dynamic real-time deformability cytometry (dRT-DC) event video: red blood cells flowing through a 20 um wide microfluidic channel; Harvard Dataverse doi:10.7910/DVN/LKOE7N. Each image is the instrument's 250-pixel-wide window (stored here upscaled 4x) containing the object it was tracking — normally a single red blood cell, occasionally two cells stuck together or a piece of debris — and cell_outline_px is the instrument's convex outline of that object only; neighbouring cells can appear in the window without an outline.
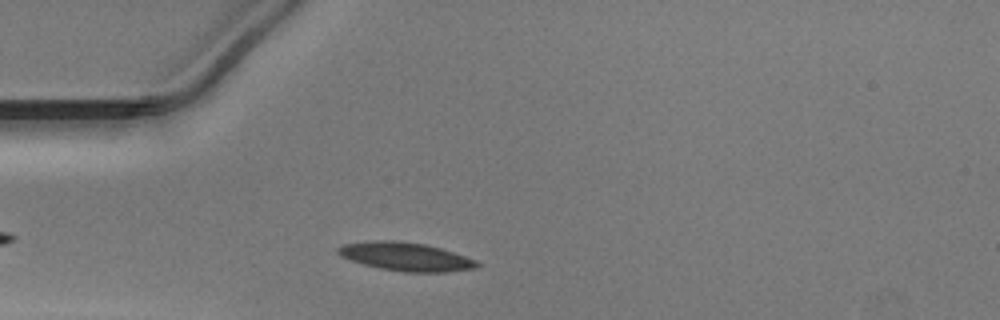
{"species": "Egyptian fruit bat (a non-hibernating species)", "species_latin": "Rousettus aegyptiacus", "temperature_condition": "warm", "stored_images_in_passage": 31, "camera_frame_rate_fps": 3000, "um_per_image_px": 0.085, "animal": {"sex": "male"}, "frame": {"image": 1, "passage_image": 4, "time_ms": 1.0, "image_size_px": [1000, 320], "cell_outline_px": [[480, 264], [476, 268], [444, 272], [404, 272], [380, 268], [364, 264], [340, 256], [336, 252], [336, 248], [344, 244], [376, 240], [396, 240], [424, 244], [440, 248], [476, 260]], "centroid_in_image_um": [34.46, 21.81], "position_along_channel_um": 50.5, "area_um2": 22.83}}
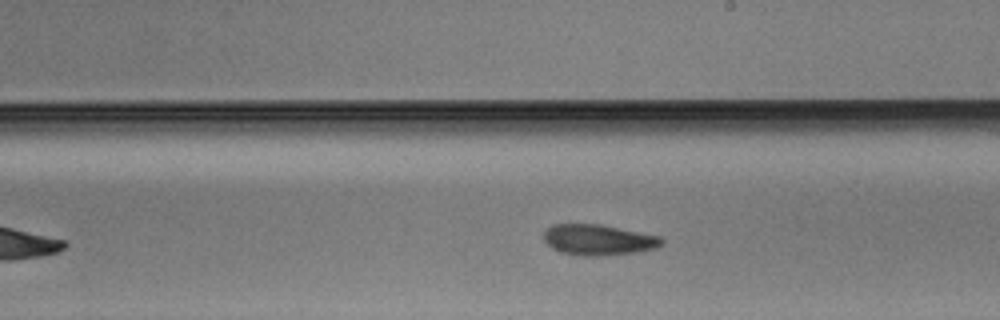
{"frame": {"image": 2, "passage_image": 19, "time_ms": 6.0, "image_size_px": [1000, 320], "cell_outline_px": [[664, 244], [656, 248], [636, 252], [600, 256], [580, 256], [560, 252], [552, 248], [544, 240], [544, 232], [552, 224], [600, 224], [660, 236], [664, 240]], "centroid_in_image_um": [50.87, 20.39], "position_along_channel_um": 238.1, "area_um2": 21.21}}
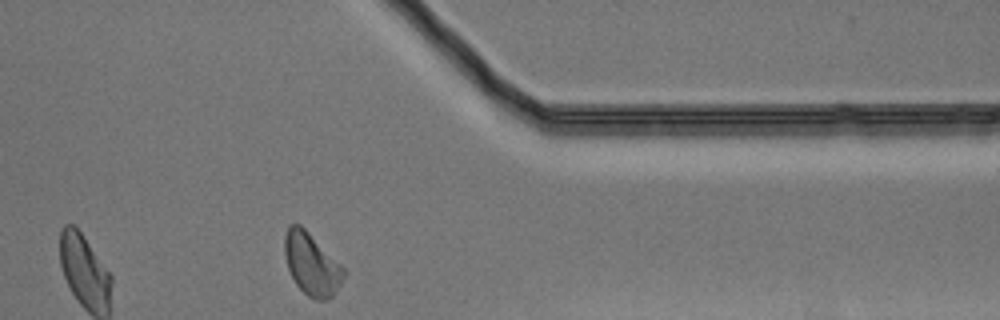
{"frame": {"image": 3, "passage_image": 31, "time_ms": 10.0, "image_size_px": [1000, 320], "cell_outline_px": [[344, 276], [340, 284], [332, 296], [324, 300], [316, 300], [308, 296], [296, 284], [288, 268], [284, 256], [284, 236], [288, 224], [300, 224], [344, 268]], "centroid_in_image_um": [26.45, 22.44], "position_along_channel_um": 385.0, "area_um2": 21.04}}